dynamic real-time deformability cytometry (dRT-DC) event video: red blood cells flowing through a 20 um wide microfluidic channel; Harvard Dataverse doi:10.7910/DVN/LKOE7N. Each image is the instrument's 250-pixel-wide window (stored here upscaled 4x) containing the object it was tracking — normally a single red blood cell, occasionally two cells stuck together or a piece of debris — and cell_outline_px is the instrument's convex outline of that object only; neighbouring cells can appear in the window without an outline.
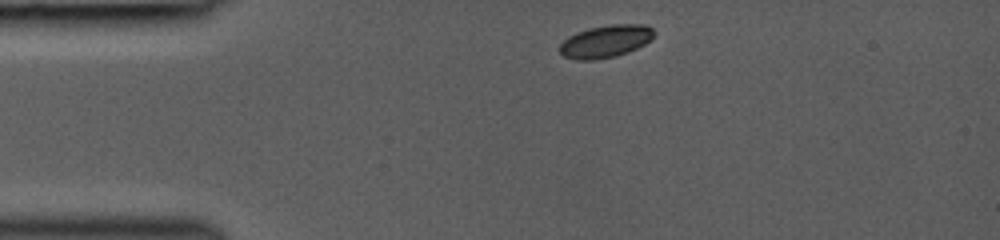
{"species": "common noctule bat (a hibernating species)", "species_latin": "Nyctalus noctula", "temperature_condition": "room temperature", "stored_images_in_passage": 10, "camera_frame_rate_fps": 3000, "um_per_image_px": 0.085, "animal": {"sex": "female", "body_mass_g": 19.0, "forearm_length_mm": 53.3}, "frame": {"image": 1, "passage_image": 1, "time_ms": 0.0, "image_size_px": [1000, 240], "cell_outline_px": [[656, 32], [652, 40], [628, 52], [616, 56], [596, 60], [576, 60], [564, 56], [560, 52], [560, 44], [568, 36], [576, 32], [588, 28], [612, 24], [644, 24], [652, 28]], "centroid_in_image_um": [51.49, 3.51], "position_along_channel_um": 33.5, "area_um2": 18.03}}
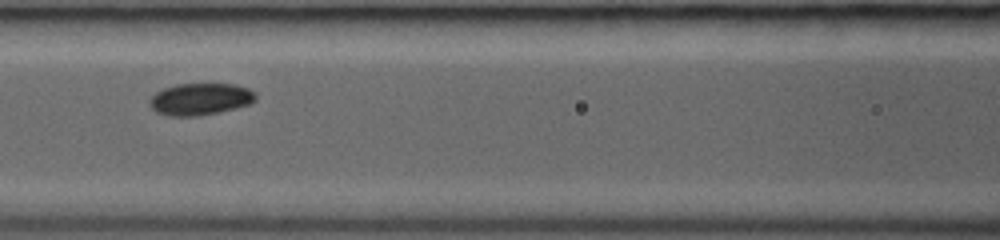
{"frame": {"image": 2, "passage_image": 6, "time_ms": 3.667, "image_size_px": [1000, 240], "cell_outline_px": [[256, 100], [248, 104], [236, 108], [196, 116], [168, 116], [156, 112], [148, 104], [148, 100], [156, 92], [164, 88], [176, 84], [236, 84], [248, 88], [256, 92]], "centroid_in_image_um": [17.01, 8.42], "position_along_channel_um": 149.6, "area_um2": 19.77}}
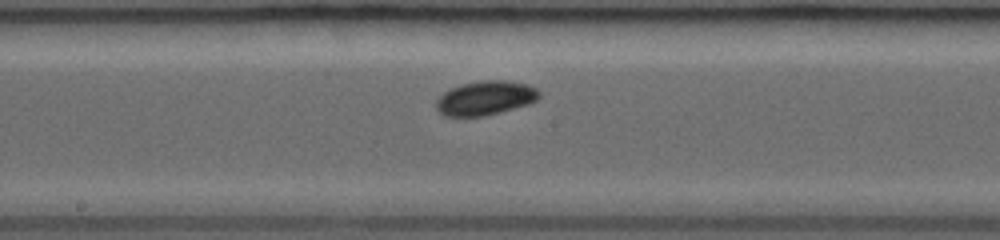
{"frame": {"image": 3, "passage_image": 9, "time_ms": 5.0, "image_size_px": [1000, 240], "cell_outline_px": [[540, 96], [536, 100], [528, 104], [500, 112], [484, 116], [448, 116], [440, 112], [436, 108], [436, 100], [444, 92], [460, 84], [484, 80], [508, 80], [528, 84], [536, 88], [540, 92]], "centroid_in_image_um": [41.28, 8.32], "position_along_channel_um": 206.9, "area_um2": 20.46}}